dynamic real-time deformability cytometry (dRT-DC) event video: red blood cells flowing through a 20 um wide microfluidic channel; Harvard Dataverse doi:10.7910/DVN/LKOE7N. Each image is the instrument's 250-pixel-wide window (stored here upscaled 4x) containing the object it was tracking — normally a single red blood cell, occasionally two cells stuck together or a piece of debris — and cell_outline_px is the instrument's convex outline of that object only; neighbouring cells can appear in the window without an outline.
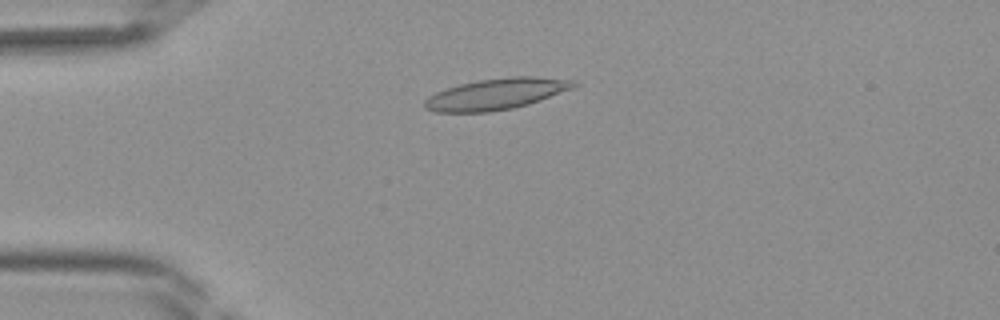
{"species": "Egyptian fruit bat (a non-hibernating species)", "species_latin": "Rousettus aegyptiacus", "temperature_condition": "room temperature", "stored_images_in_passage": 35, "camera_frame_rate_fps": 3000, "um_per_image_px": 0.085, "frame": {"image": 1, "passage_image": 4, "time_ms": 1.0, "image_size_px": [1000, 320], "cell_outline_px": [[580, 84], [572, 88], [540, 100], [528, 104], [512, 108], [488, 112], [436, 112], [424, 108], [424, 100], [428, 96], [436, 92], [460, 84], [476, 80], [508, 76], [536, 76], [572, 80]], "centroid_in_image_um": [42.16, 7.98], "position_along_channel_um": 42.8, "area_um2": 27.05}}
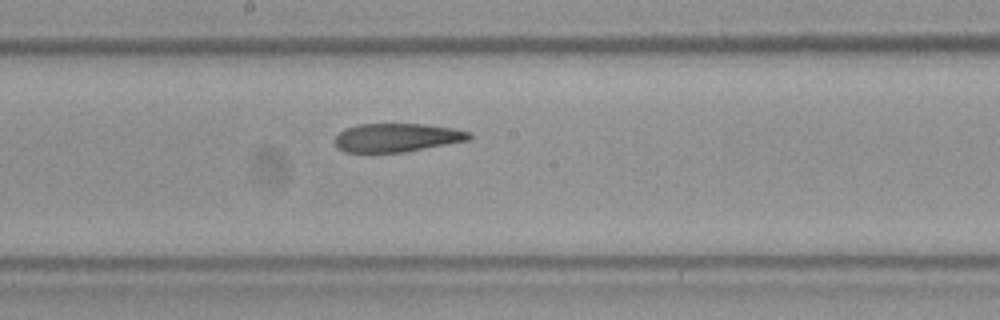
{"frame": {"image": 2, "passage_image": 16, "time_ms": 5.0, "image_size_px": [1000, 320], "cell_outline_px": [[472, 136], [468, 140], [404, 152], [344, 152], [336, 148], [332, 140], [344, 128], [356, 124], [424, 124], [452, 128], [472, 132]], "centroid_in_image_um": [33.67, 11.69], "position_along_channel_um": 214.5, "area_um2": 22.48}}
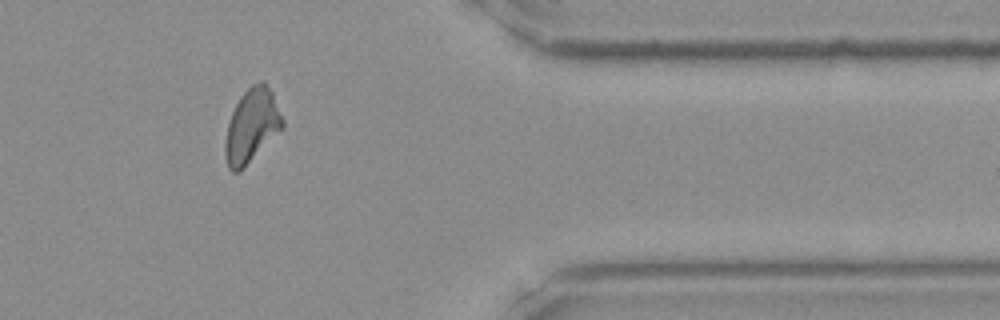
{"frame": {"image": 3, "passage_image": 28, "time_ms": 9.0, "image_size_px": [1000, 320], "cell_outline_px": [[284, 128], [240, 172], [232, 172], [228, 168], [224, 152], [224, 144], [228, 120], [240, 96], [252, 84], [264, 80], [272, 92], [284, 120]], "centroid_in_image_um": [21.39, 10.71], "position_along_channel_um": 390.0, "area_um2": 24.91}}